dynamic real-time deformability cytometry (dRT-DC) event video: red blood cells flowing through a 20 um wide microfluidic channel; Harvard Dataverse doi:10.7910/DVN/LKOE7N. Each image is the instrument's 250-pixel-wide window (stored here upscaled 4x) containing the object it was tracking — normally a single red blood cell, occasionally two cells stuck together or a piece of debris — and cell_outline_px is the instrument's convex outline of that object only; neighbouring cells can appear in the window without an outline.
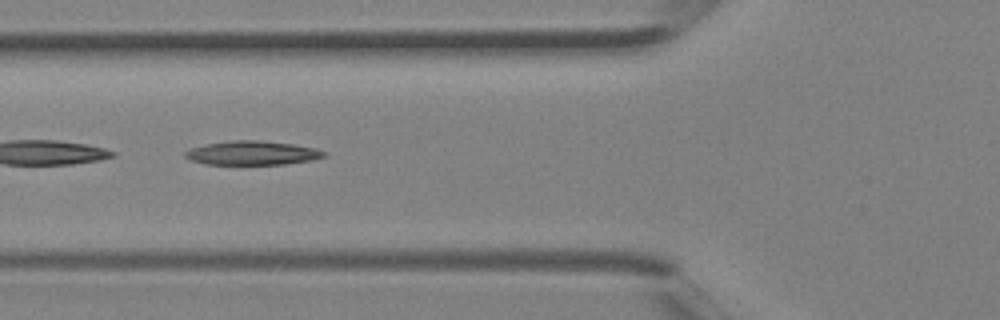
{"species": "Egyptian fruit bat (a non-hibernating species)", "species_latin": "Rousettus aegyptiacus", "temperature_condition": "room temperature", "stored_images_in_passage": 5, "camera_frame_rate_fps": 3000, "um_per_image_px": 0.085, "animal": {"sex": "female"}, "frame": {"image": 1, "passage_image": 4, "time_ms": 1.0, "image_size_px": [1000, 320], "cell_outline_px": [[328, 152], [324, 156], [312, 160], [284, 164], [204, 164], [192, 160], [184, 156], [184, 152], [192, 148], [208, 144], [232, 140], [260, 140], [292, 144], [316, 148]], "centroid_in_image_um": [21.47, 13.0], "position_along_channel_um": 104.3, "area_um2": 19.25}}
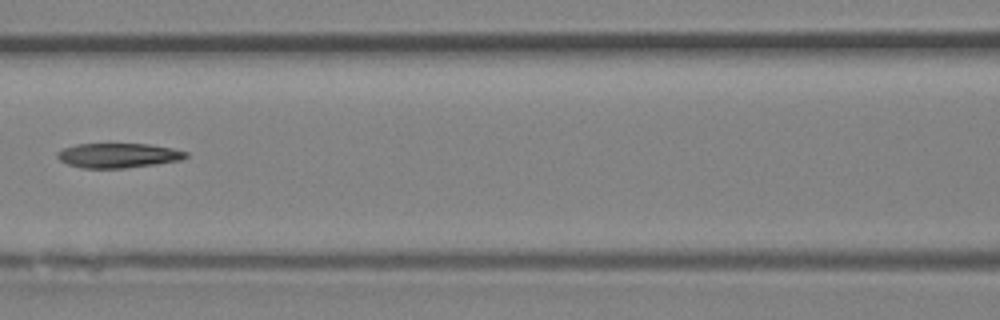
{"frame": {"image": 2, "passage_image": 5, "time_ms": 1.333, "image_size_px": [1000, 320], "cell_outline_px": [[188, 156], [180, 160], [156, 164], [124, 168], [80, 168], [68, 164], [60, 160], [56, 156], [56, 152], [64, 148], [76, 144], [148, 144], [172, 148], [188, 152]], "centroid_in_image_um": [10.03, 13.21], "position_along_channel_um": 156.6, "area_um2": 18.44}}